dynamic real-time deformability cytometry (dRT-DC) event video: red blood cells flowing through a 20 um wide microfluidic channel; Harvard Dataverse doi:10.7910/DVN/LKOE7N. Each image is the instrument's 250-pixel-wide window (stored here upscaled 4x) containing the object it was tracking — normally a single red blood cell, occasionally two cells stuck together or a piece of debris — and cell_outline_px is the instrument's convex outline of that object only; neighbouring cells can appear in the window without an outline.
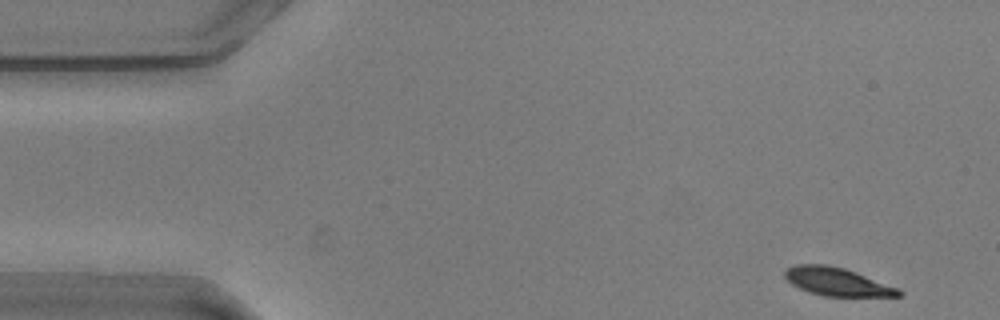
{"species": "common noctule bat (a hibernating species)", "species_latin": "Nyctalus noctula", "temperature_condition": "warm", "stored_images_in_passage": 14, "camera_frame_rate_fps": 3000, "um_per_image_px": 0.085, "animal": {"sex": "male", "body_mass_g": 20.5, "forearm_length_mm": 52.5}, "frame": {"image": 1, "passage_image": 1, "time_ms": 0.0, "image_size_px": [1000, 320], "cell_outline_px": [[904, 292], [900, 296], [824, 296], [808, 292], [792, 284], [784, 276], [784, 272], [788, 268], [796, 264], [828, 264], [844, 268], [856, 272], [900, 288]], "centroid_in_image_um": [71.18, 23.94], "position_along_channel_um": 13.8, "area_um2": 18.73}}